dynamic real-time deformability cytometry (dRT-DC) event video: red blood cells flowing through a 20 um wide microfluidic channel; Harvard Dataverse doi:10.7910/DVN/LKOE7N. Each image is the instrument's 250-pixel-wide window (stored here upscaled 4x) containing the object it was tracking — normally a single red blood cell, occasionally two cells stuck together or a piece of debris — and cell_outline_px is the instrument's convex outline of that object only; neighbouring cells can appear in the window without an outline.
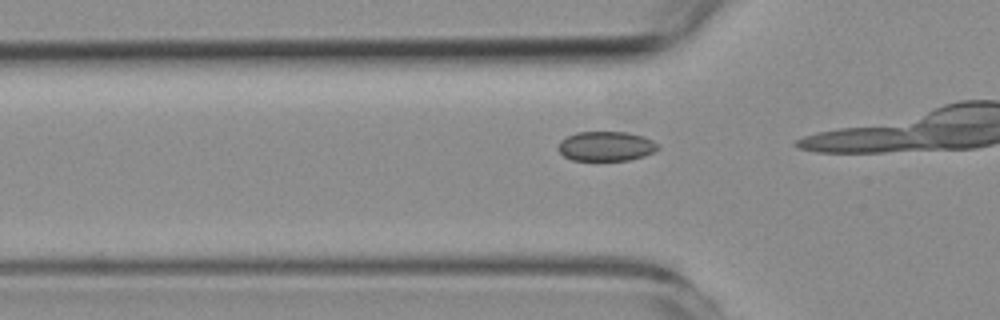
{"species": "common noctule bat (a hibernating species)", "species_latin": "Nyctalus noctula", "temperature_condition": "room temperature", "stored_images_in_passage": 5, "camera_frame_rate_fps": 3000, "um_per_image_px": 0.085, "animal": {"sex": "female", "body_mass_g": 19.3, "forearm_length_mm": 54.1}, "frame": {"image": 1, "passage_image": 3, "time_ms": 0.667, "image_size_px": [1000, 320], "cell_outline_px": [[660, 148], [644, 156], [628, 160], [572, 160], [564, 156], [556, 148], [560, 140], [576, 132], [628, 132], [644, 136], [660, 144]], "centroid_in_image_um": [51.52, 12.42], "position_along_channel_um": 74.3, "area_um2": 17.34}}